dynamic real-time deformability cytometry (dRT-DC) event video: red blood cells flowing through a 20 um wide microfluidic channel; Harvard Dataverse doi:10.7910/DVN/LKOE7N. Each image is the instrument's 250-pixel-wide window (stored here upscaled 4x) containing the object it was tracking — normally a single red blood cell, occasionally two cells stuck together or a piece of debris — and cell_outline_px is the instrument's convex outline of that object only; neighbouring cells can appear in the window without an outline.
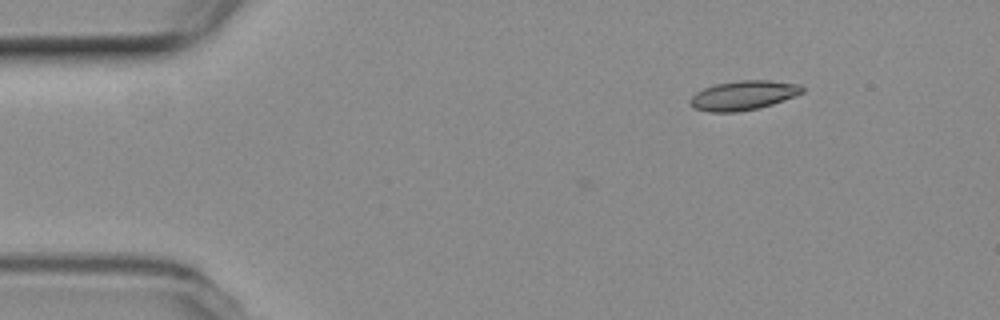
{"species": "common noctule bat (a hibernating species)", "species_latin": "Nyctalus noctula", "temperature_condition": "room temperature", "stored_images_in_passage": 2, "camera_frame_rate_fps": 3000, "um_per_image_px": 0.085, "animal": {"sex": "female", "body_mass_g": 19.3, "forearm_length_mm": 54.1}, "frame": {"image": 1, "passage_image": 2, "time_ms": 0.333, "image_size_px": [1000, 320], "cell_outline_px": [[804, 92], [784, 100], [760, 108], [736, 112], [708, 112], [696, 108], [688, 100], [696, 92], [704, 88], [716, 84], [736, 80], [768, 80], [800, 84], [804, 88]], "centroid_in_image_um": [63.2, 8.1], "position_along_channel_um": 21.8, "area_um2": 19.19}}